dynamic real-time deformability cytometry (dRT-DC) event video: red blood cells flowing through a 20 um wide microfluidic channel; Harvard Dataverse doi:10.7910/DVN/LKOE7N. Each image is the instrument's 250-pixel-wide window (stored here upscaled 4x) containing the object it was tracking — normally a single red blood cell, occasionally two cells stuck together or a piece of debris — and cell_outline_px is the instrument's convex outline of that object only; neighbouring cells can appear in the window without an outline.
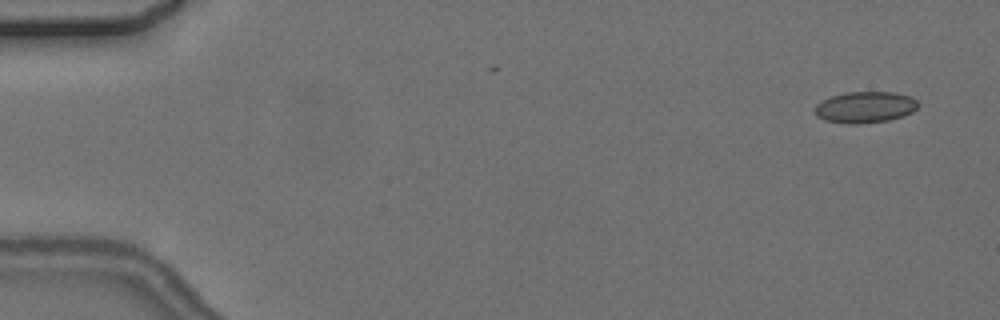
{"species": "common noctule bat (a hibernating species)", "species_latin": "Nyctalus noctula", "temperature_condition": "cold", "stored_images_in_passage": 5, "camera_frame_rate_fps": 3000, "um_per_image_px": 0.085, "animal": {"sex": "female", "body_mass_g": 24.6, "forearm_length_mm": 56.2}, "frame": {"image": 1, "passage_image": 1, "time_ms": 0.0, "image_size_px": [1000, 320], "cell_outline_px": [[916, 108], [912, 112], [904, 116], [888, 120], [860, 124], [848, 124], [824, 120], [816, 116], [816, 104], [820, 100], [832, 96], [848, 92], [892, 92], [912, 96], [916, 100]], "centroid_in_image_um": [73.52, 9.11], "position_along_channel_um": 11.5, "area_um2": 18.84}}
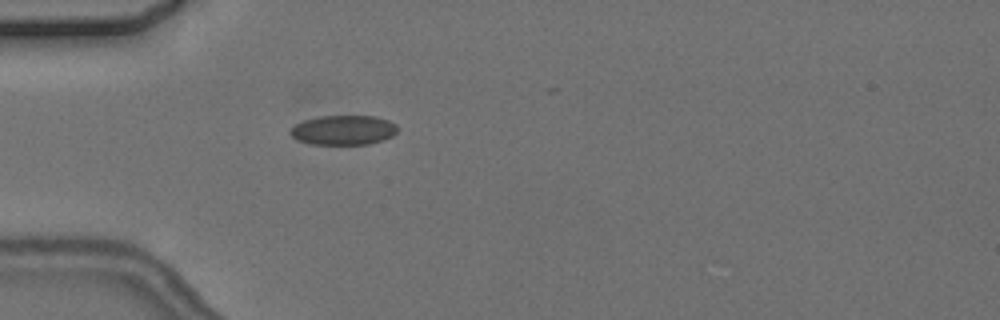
{"frame": {"image": 2, "passage_image": 5, "time_ms": 4.667, "image_size_px": [1000, 320], "cell_outline_px": [[396, 132], [392, 136], [384, 140], [368, 144], [312, 144], [296, 140], [288, 132], [296, 124], [304, 120], [320, 116], [376, 116], [388, 120], [396, 124]], "centroid_in_image_um": [29.19, 11.06], "position_along_channel_um": 55.8, "area_um2": 18.5}}